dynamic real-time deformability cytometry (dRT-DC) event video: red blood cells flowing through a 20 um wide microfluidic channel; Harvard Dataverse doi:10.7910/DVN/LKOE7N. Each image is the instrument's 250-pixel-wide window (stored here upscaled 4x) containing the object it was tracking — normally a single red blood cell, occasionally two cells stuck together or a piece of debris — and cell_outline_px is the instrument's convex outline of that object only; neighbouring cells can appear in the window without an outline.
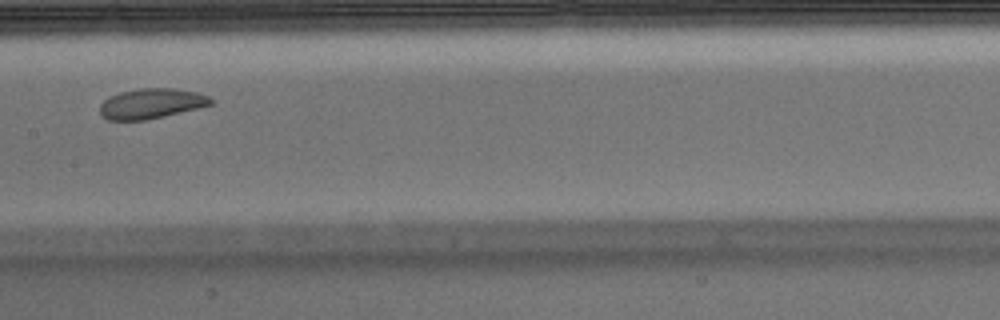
{"species": "Egyptian fruit bat (a non-hibernating species)", "species_latin": "Rousettus aegyptiacus", "temperature_condition": "warm", "stored_images_in_passage": 9, "camera_frame_rate_fps": 3000, "um_per_image_px": 0.085, "animal": {"sex": "male"}, "frame": {"image": 1, "passage_image": 9, "time_ms": 2.667, "image_size_px": [1000, 320], "cell_outline_px": [[216, 100], [212, 104], [148, 120], [108, 120], [100, 116], [100, 104], [108, 96], [120, 92], [140, 88], [172, 88], [196, 92], [208, 96]], "centroid_in_image_um": [12.83, 8.8], "position_along_channel_um": 194.6, "area_um2": 19.54}}